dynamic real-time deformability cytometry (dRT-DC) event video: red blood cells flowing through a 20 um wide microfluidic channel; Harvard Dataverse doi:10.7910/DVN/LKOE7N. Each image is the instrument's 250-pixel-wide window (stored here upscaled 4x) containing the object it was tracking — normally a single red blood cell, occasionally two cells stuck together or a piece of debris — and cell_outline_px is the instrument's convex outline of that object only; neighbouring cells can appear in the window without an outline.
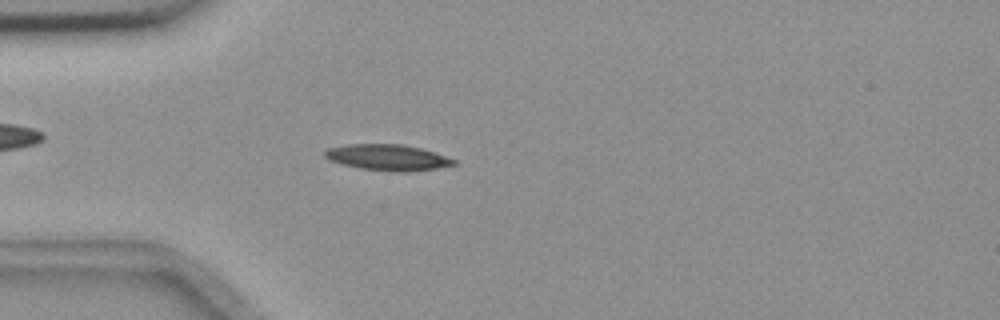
{"species": "common noctule bat (a hibernating species)", "species_latin": "Nyctalus noctula", "temperature_condition": "room temperature", "stored_images_in_passage": 55, "camera_frame_rate_fps": 3000, "um_per_image_px": 0.085, "animal": {"sex": "female", "body_mass_g": 18.4}, "frame": {"image": 1, "passage_image": 15, "time_ms": 4.667, "image_size_px": [1000, 320], "cell_outline_px": [[456, 164], [436, 168], [408, 172], [396, 172], [360, 168], [340, 164], [328, 160], [324, 156], [324, 152], [328, 148], [348, 144], [400, 144], [420, 148], [456, 160]], "centroid_in_image_um": [32.89, 13.39], "position_along_channel_um": 52.1, "area_um2": 19.42}}
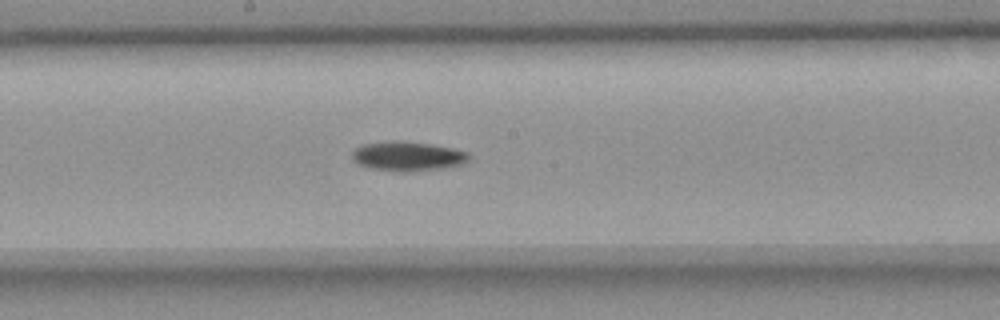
{"frame": {"image": 2, "passage_image": 29, "time_ms": 9.333, "image_size_px": [1000, 320], "cell_outline_px": [[472, 156], [464, 164], [444, 168], [408, 172], [396, 172], [368, 168], [356, 164], [352, 160], [352, 152], [356, 148], [364, 144], [384, 140], [404, 140], [432, 144], [452, 148], [468, 152]], "centroid_in_image_um": [34.64, 13.28], "position_along_channel_um": 213.6, "area_um2": 20.69}}
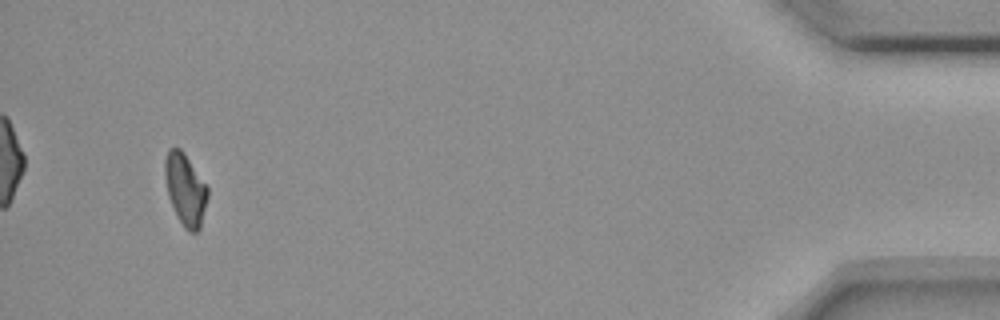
{"frame": {"image": 3, "passage_image": 52, "time_ms": 17.0, "image_size_px": [1000, 320], "cell_outline_px": [[208, 196], [200, 228], [196, 232], [188, 232], [184, 228], [176, 216], [168, 196], [164, 176], [164, 160], [168, 148], [180, 148], [184, 152], [208, 188]], "centroid_in_image_um": [15.73, 16.1], "position_along_channel_um": 419.5, "area_um2": 17.98}, "authors_computed_cell_mechanics": {"area_um2": 18.6116, "velocity_mm_per_s": 3.6647, "shape_relaxation_time_tau1_ms": 5.322, "shape_relaxation_time_tau2_ms": null, "deformation_change_tau1": 0.1396, "deformation_change_tau2": null}}